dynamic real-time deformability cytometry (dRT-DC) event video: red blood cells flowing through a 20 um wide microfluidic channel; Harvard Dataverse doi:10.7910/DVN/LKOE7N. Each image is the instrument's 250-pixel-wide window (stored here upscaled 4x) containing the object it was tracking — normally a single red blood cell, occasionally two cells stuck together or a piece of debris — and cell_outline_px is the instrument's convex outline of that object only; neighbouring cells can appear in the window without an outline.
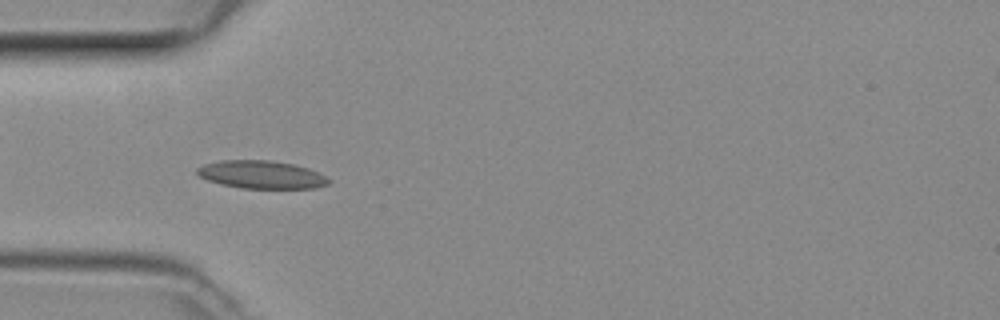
{"species": "common noctule bat (a hibernating species)", "species_latin": "Nyctalus noctula", "temperature_condition": "room temperature", "stored_images_in_passage": 48, "camera_frame_rate_fps": 3000, "um_per_image_px": 0.085, "animal": {"sex": "female", "body_mass_g": 29.2, "forearm_length_mm": 56.3}, "frame": {"image": 1, "passage_image": 14, "time_ms": 4.333, "image_size_px": [1000, 320], "cell_outline_px": [[332, 180], [328, 184], [316, 188], [240, 188], [220, 184], [208, 180], [200, 176], [196, 172], [196, 168], [204, 164], [220, 160], [268, 160], [292, 164], [308, 168]], "centroid_in_image_um": [22.2, 14.84], "position_along_channel_um": 62.8, "area_um2": 21.33}}
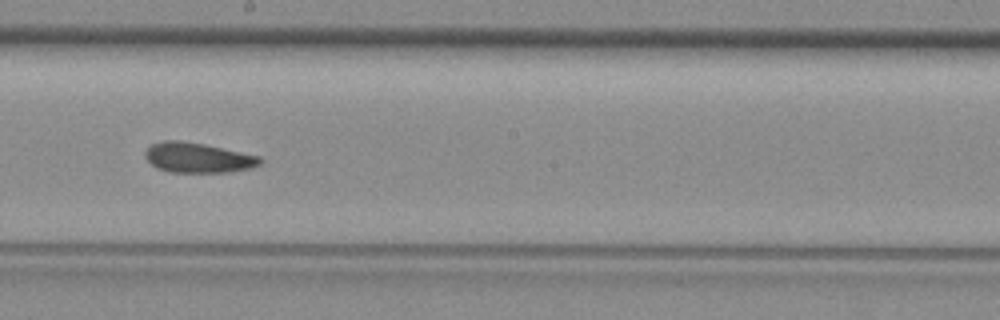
{"frame": {"image": 2, "passage_image": 26, "time_ms": 8.333, "image_size_px": [1000, 320], "cell_outline_px": [[264, 160], [260, 164], [252, 168], [228, 172], [168, 172], [156, 168], [144, 156], [144, 152], [152, 144], [164, 140], [176, 140], [204, 144], [260, 156]], "centroid_in_image_um": [16.83, 13.41], "position_along_channel_um": 231.4, "area_um2": 20.11}}
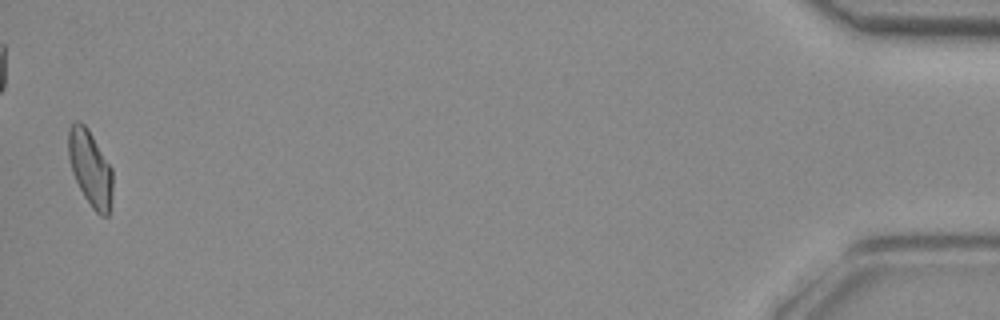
{"frame": {"image": 3, "passage_image": 47, "time_ms": 15.333, "image_size_px": [1000, 320], "cell_outline_px": [[112, 200], [108, 216], [100, 216], [92, 208], [84, 196], [72, 172], [68, 156], [68, 128], [76, 120], [80, 120], [88, 128], [112, 168]], "centroid_in_image_um": [7.67, 14.29], "position_along_channel_um": 427.5, "area_um2": 19.65}}